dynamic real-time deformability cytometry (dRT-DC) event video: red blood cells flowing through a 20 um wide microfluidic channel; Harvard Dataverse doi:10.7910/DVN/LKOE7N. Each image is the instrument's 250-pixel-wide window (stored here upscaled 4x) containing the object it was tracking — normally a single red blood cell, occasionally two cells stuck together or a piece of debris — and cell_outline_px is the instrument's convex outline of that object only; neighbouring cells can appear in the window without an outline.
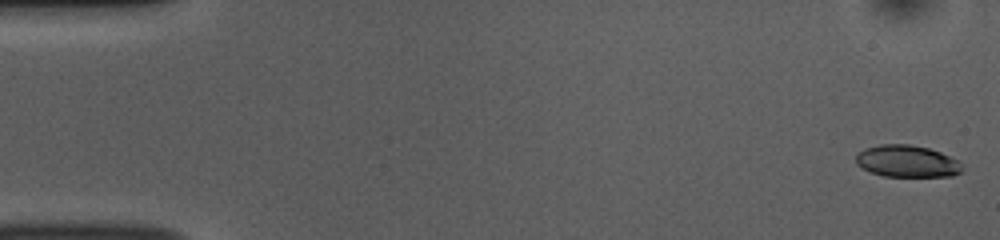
{"species": "common noctule bat (a hibernating species)", "species_latin": "Nyctalus noctula", "temperature_condition": "room temperature", "stored_images_in_passage": 53, "camera_frame_rate_fps": 3000, "um_per_image_px": 0.085, "animal": {"sex": "female", "body_mass_g": 10.0, "forearm_length_mm": 53.1}, "frame": {"image": 1, "passage_image": 1, "time_ms": 0.0, "image_size_px": [1000, 240], "cell_outline_px": [[964, 168], [960, 172], [952, 176], [884, 176], [872, 172], [856, 164], [856, 156], [864, 148], [880, 144], [908, 144], [928, 148], [940, 152], [956, 160]], "centroid_in_image_um": [77.09, 13.7], "position_along_channel_um": 7.9, "area_um2": 19.54}}
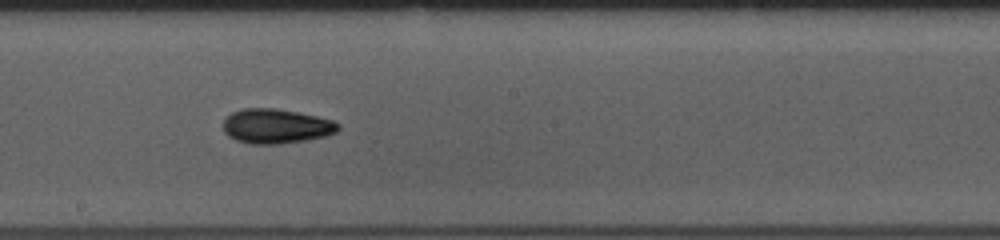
{"frame": {"image": 2, "passage_image": 29, "time_ms": 9.333, "image_size_px": [1000, 240], "cell_outline_px": [[340, 128], [336, 132], [324, 136], [304, 140], [280, 144], [252, 144], [236, 140], [228, 136], [224, 132], [224, 116], [232, 112], [244, 108], [276, 108], [316, 116], [332, 120], [340, 124]], "centroid_in_image_um": [23.44, 10.72], "position_along_channel_um": 224.8, "area_um2": 23.18}}
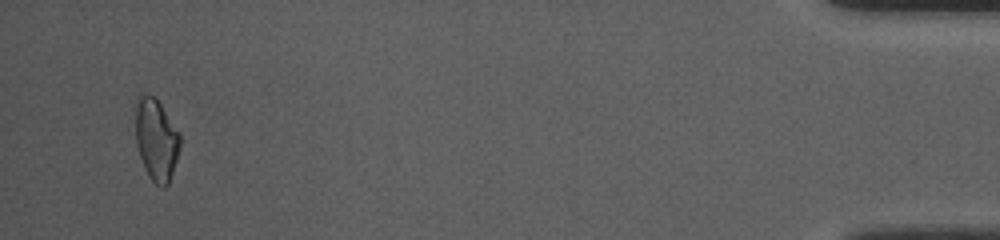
{"frame": {"image": 3, "passage_image": 51, "time_ms": 16.667, "image_size_px": [1000, 240], "cell_outline_px": [[180, 148], [168, 184], [164, 188], [160, 188], [152, 180], [144, 168], [136, 144], [136, 96], [140, 92], [152, 96], [160, 104], [180, 132]], "centroid_in_image_um": [13.27, 11.85], "position_along_channel_um": 421.9, "area_um2": 21.21}, "authors_computed_cell_mechanics": {"area_um2": 21.2126, "velocity_mm_per_s": 3.7669, "shape_relaxation_time_tau1_ms": 4.1894, "shape_relaxation_time_tau2_ms": 5.6005, "deformation_change_tau1": 0.1487, "deformation_change_tau2": 0.1077}}